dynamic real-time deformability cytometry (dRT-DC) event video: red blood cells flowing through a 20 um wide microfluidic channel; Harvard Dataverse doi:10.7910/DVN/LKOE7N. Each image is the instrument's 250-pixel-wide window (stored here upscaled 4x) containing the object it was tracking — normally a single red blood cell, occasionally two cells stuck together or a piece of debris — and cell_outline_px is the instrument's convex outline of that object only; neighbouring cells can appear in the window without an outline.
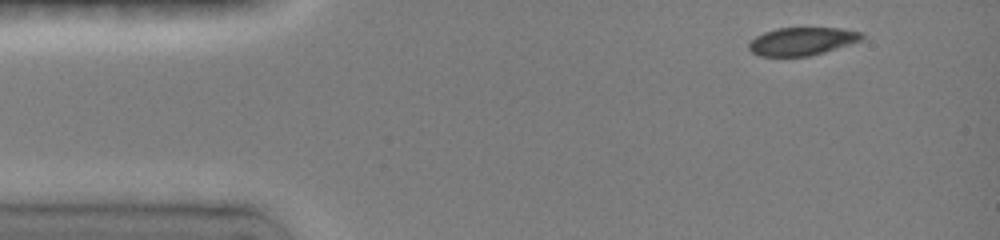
{"species": "common noctule bat (a hibernating species)", "species_latin": "Nyctalus noctula", "temperature_condition": "room temperature", "stored_images_in_passage": 6, "camera_frame_rate_fps": 3000, "um_per_image_px": 0.085, "animal": {"sex": "female", "body_mass_g": 19.0, "forearm_length_mm": 51.5}, "frame": {"image": 1, "passage_image": 1, "time_ms": 0.0, "image_size_px": [1000, 240], "cell_outline_px": [[864, 40], [824, 52], [808, 56], [760, 56], [752, 52], [748, 48], [748, 44], [756, 36], [764, 32], [776, 28], [840, 28], [860, 32], [864, 36]], "centroid_in_image_um": [68.18, 3.51], "position_along_channel_um": 16.8, "area_um2": 18.38}}
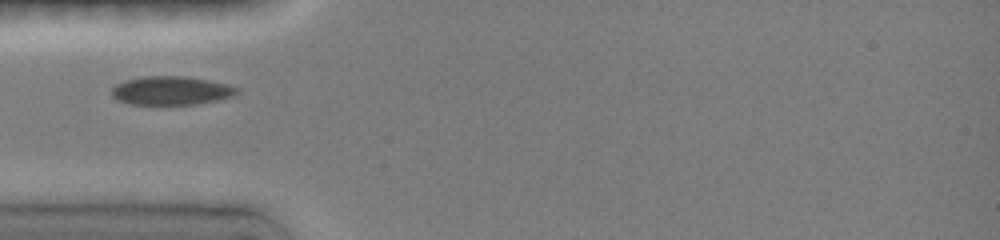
{"frame": {"image": 2, "passage_image": 5, "time_ms": 3.333, "image_size_px": [1000, 240], "cell_outline_px": [[236, 92], [232, 96], [216, 100], [196, 104], [132, 104], [120, 100], [112, 96], [112, 88], [116, 84], [124, 80], [144, 76], [184, 76], [224, 84], [236, 88]], "centroid_in_image_um": [14.47, 7.7], "position_along_channel_um": 70.5, "area_um2": 20.35}}